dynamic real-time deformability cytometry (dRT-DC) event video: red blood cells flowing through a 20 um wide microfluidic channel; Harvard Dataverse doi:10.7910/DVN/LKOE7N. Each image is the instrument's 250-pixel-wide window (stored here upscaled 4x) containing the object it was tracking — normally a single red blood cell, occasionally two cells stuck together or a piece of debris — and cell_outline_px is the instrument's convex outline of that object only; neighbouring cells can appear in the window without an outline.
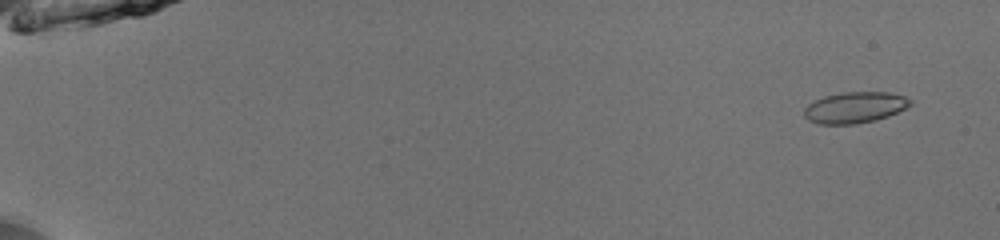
{"species": "common noctule bat (a hibernating species)", "species_latin": "Nyctalus noctula", "temperature_condition": "room temperature", "stored_images_in_passage": 53, "camera_frame_rate_fps": 3000, "um_per_image_px": 0.085, "animal": {"sex": "male", "body_mass_g": 13.0, "forearm_length_mm": 53.1}, "frame": {"image": 1, "passage_image": 4, "time_ms": 1.0, "image_size_px": [1000, 240], "cell_outline_px": [[912, 104], [888, 116], [876, 120], [856, 124], [820, 124], [808, 120], [804, 116], [804, 108], [808, 104], [824, 96], [840, 92], [888, 92], [904, 96], [912, 100]], "centroid_in_image_um": [72.65, 9.13], "position_along_channel_um": 12.4, "area_um2": 19.25}}
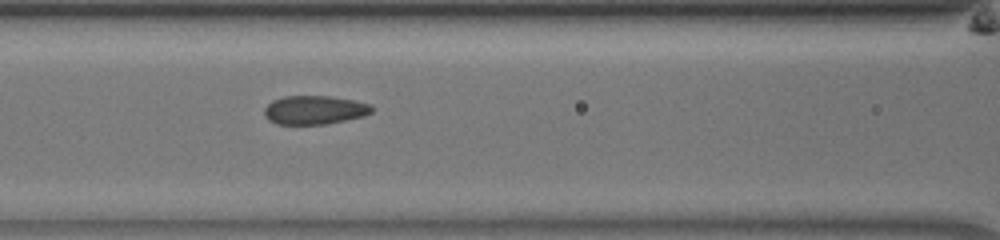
{"frame": {"image": 2, "passage_image": 26, "time_ms": 8.333, "image_size_px": [1000, 240], "cell_outline_px": [[376, 108], [372, 112], [364, 116], [328, 124], [276, 124], [268, 120], [264, 116], [264, 108], [272, 100], [284, 96], [328, 96], [352, 100], [372, 104]], "centroid_in_image_um": [26.75, 9.35], "position_along_channel_um": 139.9, "area_um2": 18.21}}
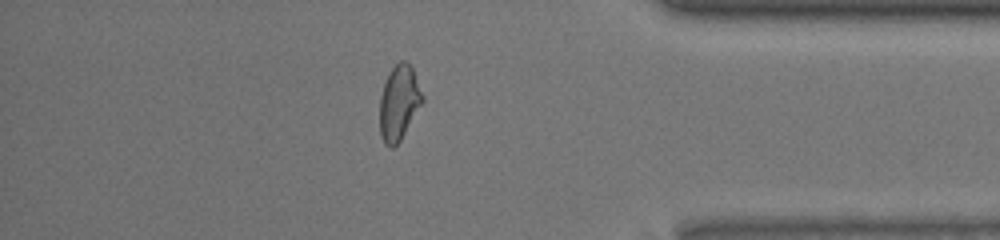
{"frame": {"image": 3, "passage_image": 47, "time_ms": 15.333, "image_size_px": [1000, 240], "cell_outline_px": [[424, 100], [400, 140], [392, 148], [384, 144], [380, 136], [380, 96], [388, 72], [400, 60], [404, 60], [412, 68], [424, 96]], "centroid_in_image_um": [33.9, 8.73], "position_along_channel_um": 401.3, "area_um2": 18.5}, "authors_computed_cell_mechanics": {"area_um2": 18.5538, "velocity_mm_per_s": 3.9924, "shape_relaxation_time_tau1_ms": null, "shape_relaxation_time_tau2_ms": 1.0238, "deformation_change_tau1": null, "deformation_change_tau2": 0.0535}}